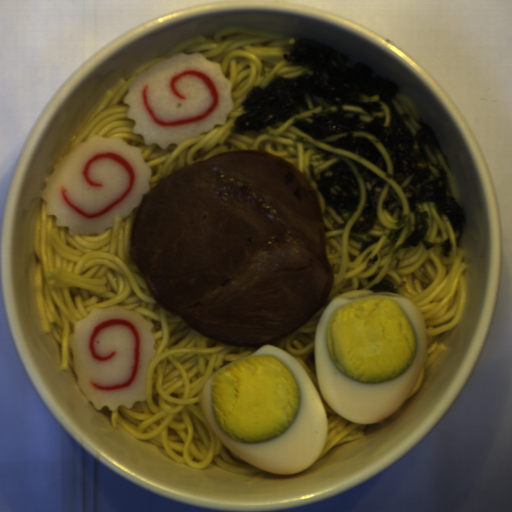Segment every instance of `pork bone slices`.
<instances>
[{
	"label": "pork bone slices",
	"instance_id": "1",
	"mask_svg": "<svg viewBox=\"0 0 512 512\" xmlns=\"http://www.w3.org/2000/svg\"><path fill=\"white\" fill-rule=\"evenodd\" d=\"M129 249L152 298L225 345L273 344L334 287L316 191L300 170L256 149L220 153L150 188Z\"/></svg>",
	"mask_w": 512,
	"mask_h": 512
}]
</instances>
